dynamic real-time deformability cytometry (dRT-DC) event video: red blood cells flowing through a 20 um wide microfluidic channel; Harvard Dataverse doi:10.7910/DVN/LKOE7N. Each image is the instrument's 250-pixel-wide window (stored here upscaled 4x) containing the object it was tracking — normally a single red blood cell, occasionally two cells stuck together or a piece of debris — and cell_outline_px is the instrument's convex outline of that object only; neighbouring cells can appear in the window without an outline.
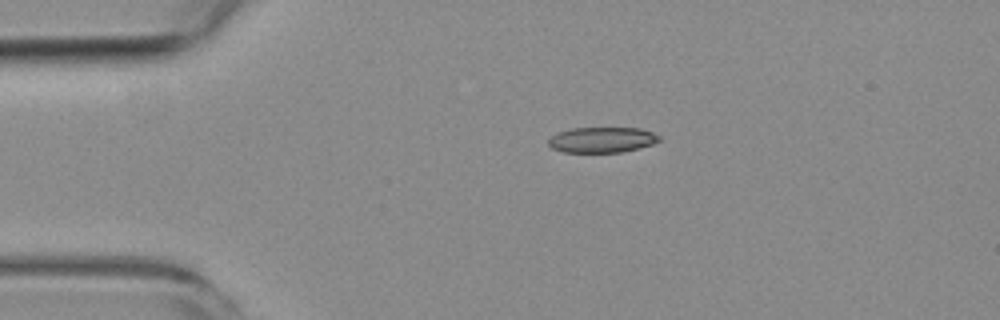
{"species": "common noctule bat (a hibernating species)", "species_latin": "Nyctalus noctula", "temperature_condition": "room temperature", "stored_images_in_passage": 3, "camera_frame_rate_fps": 3000, "um_per_image_px": 0.085, "animal": {"sex": "female", "body_mass_g": 19.3, "forearm_length_mm": 54.1}, "frame": {"image": 1, "passage_image": 3, "time_ms": 7.0, "image_size_px": [1000, 320], "cell_outline_px": [[660, 140], [652, 144], [620, 152], [564, 152], [552, 148], [548, 144], [548, 140], [552, 136], [560, 132], [572, 128], [640, 128], [652, 132], [660, 136]], "centroid_in_image_um": [51.16, 11.88], "position_along_channel_um": 33.8, "area_um2": 16.24}}